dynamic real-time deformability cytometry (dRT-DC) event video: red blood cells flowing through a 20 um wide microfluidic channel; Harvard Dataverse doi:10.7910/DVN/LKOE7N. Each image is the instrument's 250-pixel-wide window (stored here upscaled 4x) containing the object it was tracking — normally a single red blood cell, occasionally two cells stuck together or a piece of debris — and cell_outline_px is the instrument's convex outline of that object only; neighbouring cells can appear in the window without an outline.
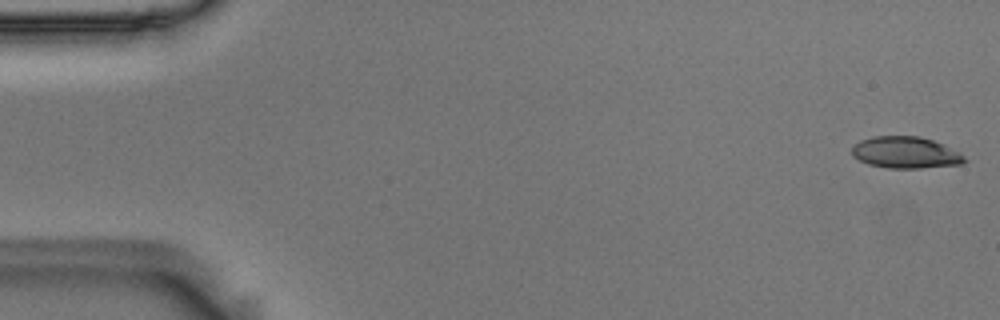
{"species": "Egyptian fruit bat (a non-hibernating species)", "species_latin": "Rousettus aegyptiacus", "temperature_condition": "room temperature", "stored_images_in_passage": 55, "camera_frame_rate_fps": 3000, "um_per_image_px": 0.085, "animal": {"sex": "male"}, "frame": {"image": 1, "passage_image": 1, "time_ms": 0.0, "image_size_px": [1000, 320], "cell_outline_px": [[968, 160], [960, 164], [920, 168], [888, 168], [868, 164], [852, 156], [852, 148], [860, 140], [872, 136], [920, 136], [932, 140], [960, 152]], "centroid_in_image_um": [76.97, 12.96], "position_along_channel_um": 8.0, "area_um2": 20.69}}
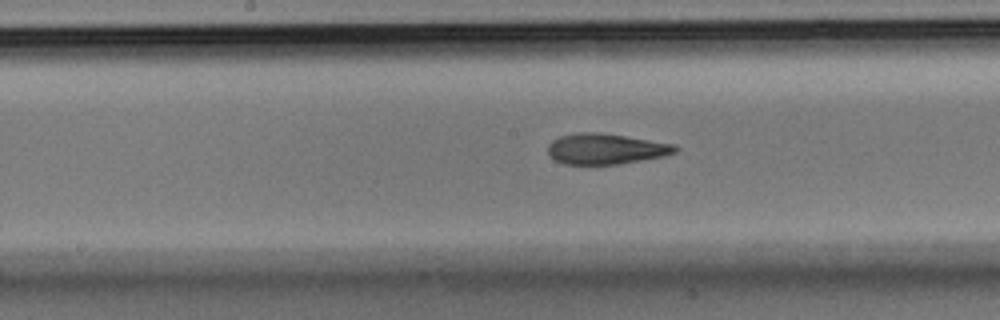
{"frame": {"image": 2, "passage_image": 28, "time_ms": 9.0, "image_size_px": [1000, 320], "cell_outline_px": [[680, 148], [676, 152], [664, 156], [616, 164], [564, 164], [548, 156], [548, 144], [552, 140], [560, 136], [576, 132], [600, 132], [676, 144]], "centroid_in_image_um": [51.48, 12.64], "position_along_channel_um": 196.7, "area_um2": 22.83}}
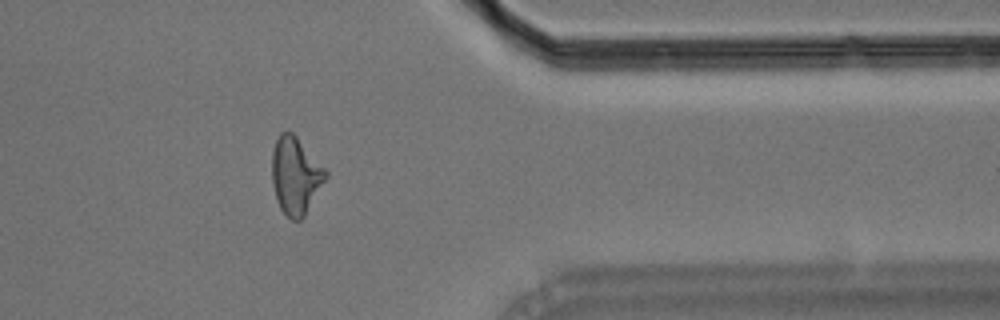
{"frame": {"image": 3, "passage_image": 45, "time_ms": 14.667, "image_size_px": [1000, 320], "cell_outline_px": [[328, 176], [304, 216], [300, 220], [292, 220], [280, 208], [276, 200], [272, 184], [272, 152], [276, 140], [280, 132], [292, 132], [296, 136], [328, 172]], "centroid_in_image_um": [25.11, 14.93], "position_along_channel_um": 386.3, "area_um2": 23.93}, "authors_computed_cell_mechanics": {"area_um2": 22.9466, "velocity_mm_per_s": 3.6137, "shape_relaxation_time_tau1_ms": 7.5492, "shape_relaxation_time_tau2_ms": 2.6759, "deformation_change_tau1": 0.2077, "deformation_change_tau2": 0.1216}}